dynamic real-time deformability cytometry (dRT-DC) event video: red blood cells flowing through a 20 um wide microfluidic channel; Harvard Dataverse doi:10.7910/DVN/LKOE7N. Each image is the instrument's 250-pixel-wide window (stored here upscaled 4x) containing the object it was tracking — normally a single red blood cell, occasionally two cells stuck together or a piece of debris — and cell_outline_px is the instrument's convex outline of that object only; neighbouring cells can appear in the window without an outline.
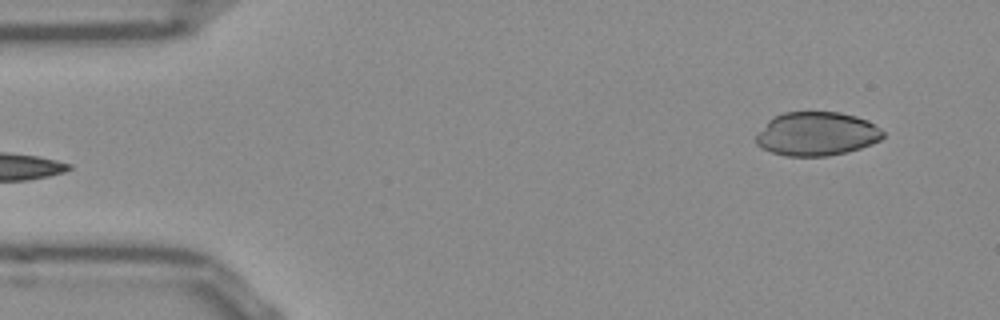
{"species": "Egyptian fruit bat (a non-hibernating species)", "species_latin": "Rousettus aegyptiacus", "temperature_condition": "room temperature", "stored_images_in_passage": 9, "camera_frame_rate_fps": 3000, "um_per_image_px": 0.085, "frame": {"image": 1, "passage_image": 1, "time_ms": 0.0, "image_size_px": [1000, 320], "cell_outline_px": [[884, 136], [880, 140], [872, 144], [848, 152], [828, 156], [784, 156], [772, 152], [756, 144], [756, 136], [768, 120], [772, 116], [784, 112], [840, 112], [856, 116], [868, 120], [880, 128], [884, 132]], "centroid_in_image_um": [69.43, 11.37], "position_along_channel_um": 15.6, "area_um2": 32.54}}